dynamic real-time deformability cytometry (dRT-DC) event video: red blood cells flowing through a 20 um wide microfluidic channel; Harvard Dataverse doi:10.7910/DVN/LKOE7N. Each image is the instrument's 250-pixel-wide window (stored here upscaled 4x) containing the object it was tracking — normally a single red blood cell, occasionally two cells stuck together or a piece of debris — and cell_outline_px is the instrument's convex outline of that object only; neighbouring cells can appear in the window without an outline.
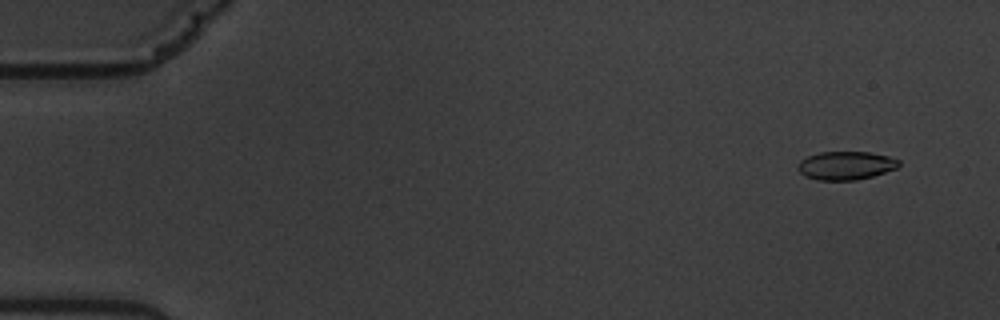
{"species": "common noctule bat (a hibernating species)", "species_latin": "Nyctalus noctula", "temperature_condition": "warm", "stored_images_in_passage": 5, "camera_frame_rate_fps": 3000, "um_per_image_px": 0.085, "animal": {"sex": "male", "body_mass_g": 19.5, "forearm_length_mm": 54.6}, "frame": {"image": 1, "passage_image": 2, "time_ms": 1.0, "image_size_px": [1000, 320], "cell_outline_px": [[900, 164], [896, 168], [872, 176], [856, 180], [816, 180], [804, 176], [796, 168], [800, 160], [808, 156], [820, 152], [868, 152], [888, 156], [900, 160]], "centroid_in_image_um": [71.86, 14.07], "position_along_channel_um": 13.1, "area_um2": 16.7}}
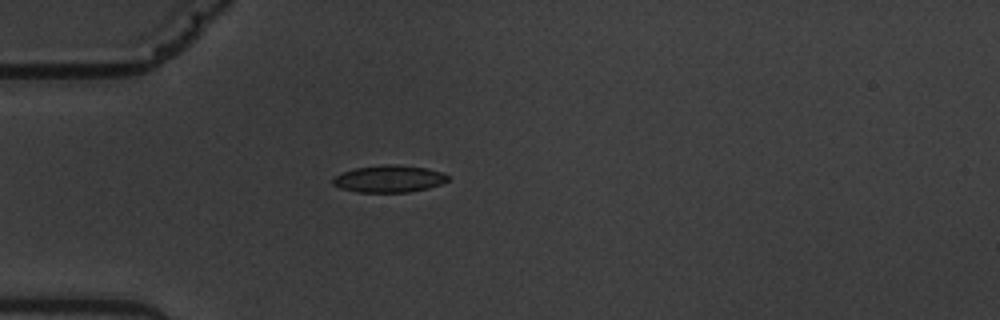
{"frame": {"image": 2, "passage_image": 5, "time_ms": 5.333, "image_size_px": [1000, 320], "cell_outline_px": [[448, 180], [440, 184], [428, 188], [408, 192], [356, 192], [340, 188], [332, 184], [332, 180], [336, 176], [344, 172], [356, 168], [384, 164], [396, 164], [428, 168], [444, 172], [448, 176]], "centroid_in_image_um": [33.09, 15.19], "position_along_channel_um": 51.9, "area_um2": 18.15}}